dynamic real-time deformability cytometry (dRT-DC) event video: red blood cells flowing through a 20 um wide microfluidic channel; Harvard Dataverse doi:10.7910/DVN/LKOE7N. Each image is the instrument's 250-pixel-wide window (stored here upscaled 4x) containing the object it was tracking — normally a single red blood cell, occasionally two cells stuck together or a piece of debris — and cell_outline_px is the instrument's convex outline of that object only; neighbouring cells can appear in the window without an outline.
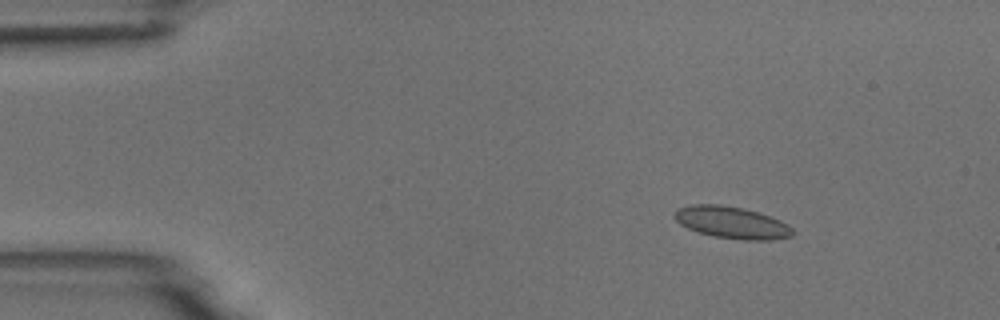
{"species": "common noctule bat (a hibernating species)", "species_latin": "Nyctalus noctula", "temperature_condition": "room temperature", "stored_images_in_passage": 5, "camera_frame_rate_fps": 3000, "um_per_image_px": 0.085, "animal": {"sex": "male", "body_mass_g": 18.8}, "frame": {"image": 1, "passage_image": 2, "time_ms": 1.333, "image_size_px": [1000, 320], "cell_outline_px": [[796, 232], [792, 236], [772, 240], [744, 240], [716, 236], [700, 232], [688, 228], [680, 224], [672, 216], [676, 208], [692, 204], [720, 204], [744, 208], [780, 220], [788, 224]], "centroid_in_image_um": [62.2, 18.9], "position_along_channel_um": 22.8, "area_um2": 22.02}}
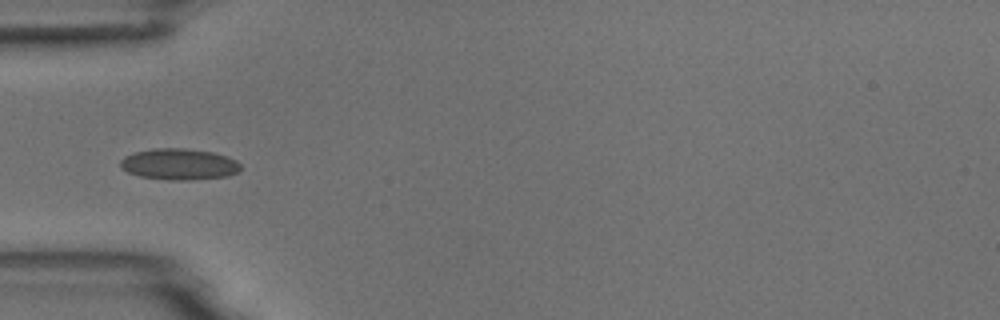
{"frame": {"image": 2, "passage_image": 5, "time_ms": 4.667, "image_size_px": [1000, 320], "cell_outline_px": [[240, 172], [228, 176], [188, 180], [168, 180], [140, 176], [128, 172], [120, 168], [120, 160], [124, 156], [136, 152], [156, 148], [184, 148], [212, 152], [236, 160], [240, 164]], "centroid_in_image_um": [15.22, 13.96], "position_along_channel_um": 69.8, "area_um2": 21.85}}